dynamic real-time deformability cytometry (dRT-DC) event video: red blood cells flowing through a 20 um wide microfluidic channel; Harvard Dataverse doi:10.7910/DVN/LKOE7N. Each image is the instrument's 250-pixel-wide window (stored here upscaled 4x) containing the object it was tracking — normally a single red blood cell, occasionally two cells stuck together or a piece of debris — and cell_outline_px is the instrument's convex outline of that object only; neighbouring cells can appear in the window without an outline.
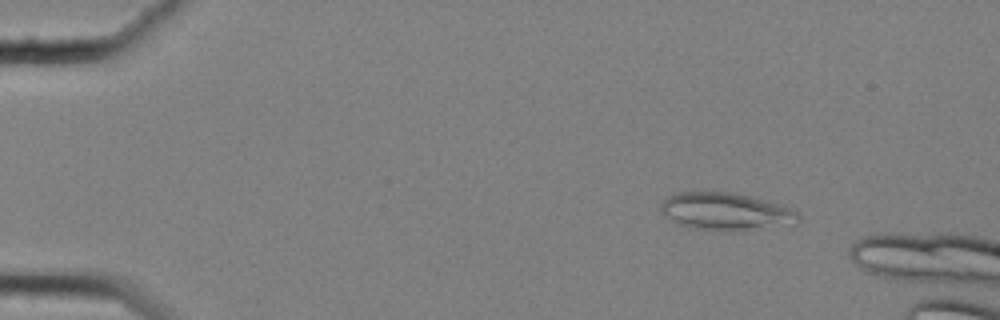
{"species": "common noctule bat (a hibernating species)", "species_latin": "Nyctalus noctula", "temperature_condition": "cold", "stored_images_in_passage": 19, "camera_frame_rate_fps": 3000, "um_per_image_px": 0.085, "animal": {"sex": "female", "body_mass_g": 25.1}, "frame": {"image": 1, "passage_image": 9, "time_ms": 2.667, "image_size_px": [1000, 320], "cell_outline_px": [[800, 220], [796, 224], [744, 232], [724, 232], [688, 228], [676, 224], [660, 212], [660, 204], [668, 196], [676, 192], [732, 192], [768, 200], [792, 208], [800, 216]], "centroid_in_image_um": [61.72, 18.02], "position_along_channel_um": 23.3, "area_um2": 31.15}}